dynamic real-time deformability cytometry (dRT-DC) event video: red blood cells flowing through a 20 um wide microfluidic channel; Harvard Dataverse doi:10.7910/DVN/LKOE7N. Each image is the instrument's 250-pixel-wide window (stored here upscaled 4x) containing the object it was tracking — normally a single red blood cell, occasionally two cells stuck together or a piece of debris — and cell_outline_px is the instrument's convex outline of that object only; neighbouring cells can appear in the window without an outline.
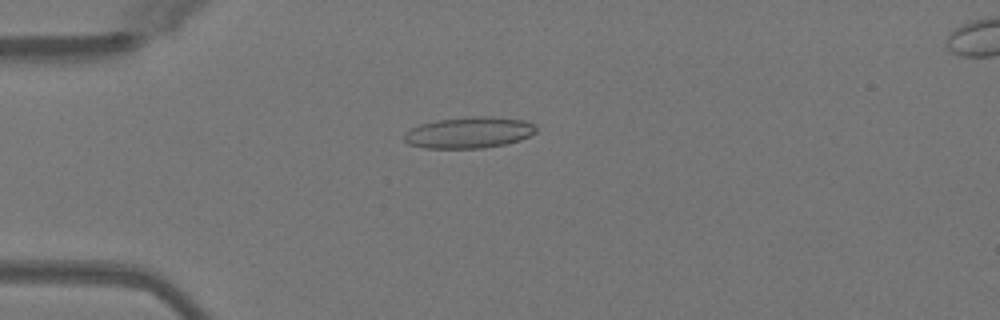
{"species": "Egyptian fruit bat (a non-hibernating species)", "species_latin": "Rousettus aegyptiacus", "temperature_condition": "warm", "stored_images_in_passage": 37, "camera_frame_rate_fps": 3000, "um_per_image_px": 0.085, "animal": {"sex": "female"}, "frame": {"image": 1, "passage_image": 4, "time_ms": 1.0, "image_size_px": [1000, 320], "cell_outline_px": [[536, 132], [520, 140], [504, 144], [484, 148], [424, 148], [408, 144], [404, 140], [404, 132], [420, 124], [436, 120], [472, 116], [492, 116], [524, 120], [536, 124]], "centroid_in_image_um": [39.87, 11.26], "position_along_channel_um": 45.1, "area_um2": 24.16}}
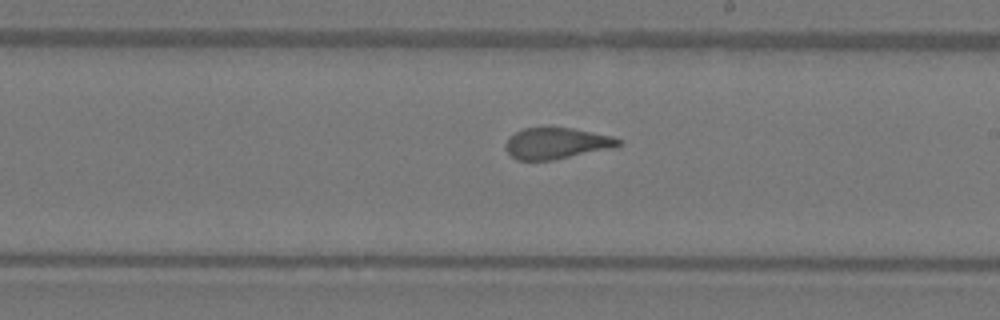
{"frame": {"image": 2, "passage_image": 20, "time_ms": 6.333, "image_size_px": [1000, 320], "cell_outline_px": [[620, 144], [616, 148], [552, 160], [516, 160], [508, 152], [504, 144], [516, 132], [524, 128], [572, 128], [612, 136], [620, 140]], "centroid_in_image_um": [47.33, 12.19], "position_along_channel_um": 241.7, "area_um2": 20.35}}
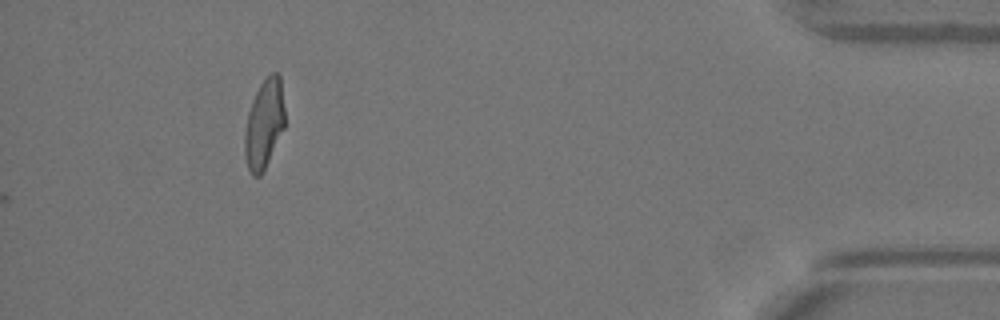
{"frame": {"image": 3, "passage_image": 37, "time_ms": 12.0, "image_size_px": [1000, 320], "cell_outline_px": [[284, 128], [260, 176], [252, 176], [248, 168], [244, 156], [244, 132], [248, 112], [252, 100], [260, 84], [272, 72], [276, 72], [280, 76], [284, 108]], "centroid_in_image_um": [22.43, 10.53], "position_along_channel_um": 412.8, "area_um2": 20.63}, "authors_computed_cell_mechanics": {"area_um2": 21.3282, "velocity_mm_per_s": 4.0653, "shape_relaxation_time_tau1_ms": 10.5199, "shape_relaxation_time_tau2_ms": 0.9624, "deformation_change_tau1": 0.2755, "deformation_change_tau2": 0.0882}}